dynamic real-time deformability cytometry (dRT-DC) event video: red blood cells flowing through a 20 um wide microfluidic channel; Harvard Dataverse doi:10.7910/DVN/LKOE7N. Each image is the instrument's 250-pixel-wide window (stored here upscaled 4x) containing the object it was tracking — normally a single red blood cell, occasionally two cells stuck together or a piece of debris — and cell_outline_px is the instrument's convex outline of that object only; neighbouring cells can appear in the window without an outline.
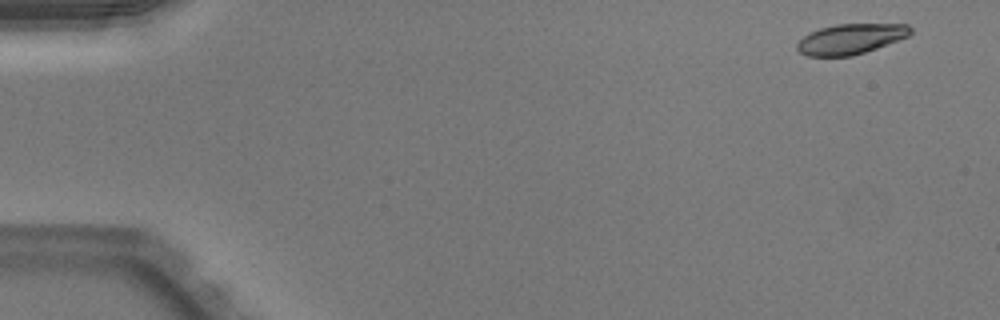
{"species": "Egyptian fruit bat (a non-hibernating species)", "species_latin": "Rousettus aegyptiacus", "temperature_condition": "warm", "stored_images_in_passage": 49, "camera_frame_rate_fps": 3000, "um_per_image_px": 0.085, "animal": {"sex": "male"}, "frame": {"image": 1, "passage_image": 1, "time_ms": 0.0, "image_size_px": [1000, 320], "cell_outline_px": [[912, 32], [908, 36], [876, 48], [852, 56], [808, 56], [800, 52], [796, 48], [796, 44], [804, 36], [820, 28], [836, 24], [908, 24], [912, 28]], "centroid_in_image_um": [72.31, 3.31], "position_along_channel_um": 12.7, "area_um2": 19.83}}
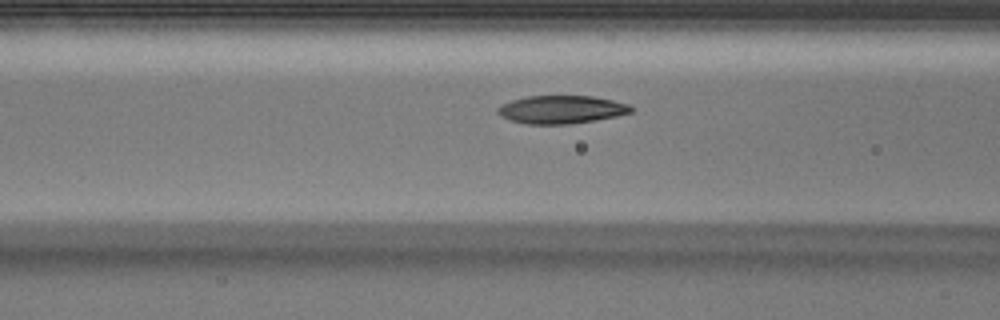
{"frame": {"image": 2, "passage_image": 19, "time_ms": 6.0, "image_size_px": [1000, 320], "cell_outline_px": [[632, 112], [616, 116], [596, 120], [568, 124], [528, 124], [512, 120], [500, 116], [496, 112], [496, 108], [500, 104], [524, 96], [592, 96], [612, 100], [628, 104], [632, 108]], "centroid_in_image_um": [47.67, 9.3], "position_along_channel_um": 118.9, "area_um2": 21.79}}
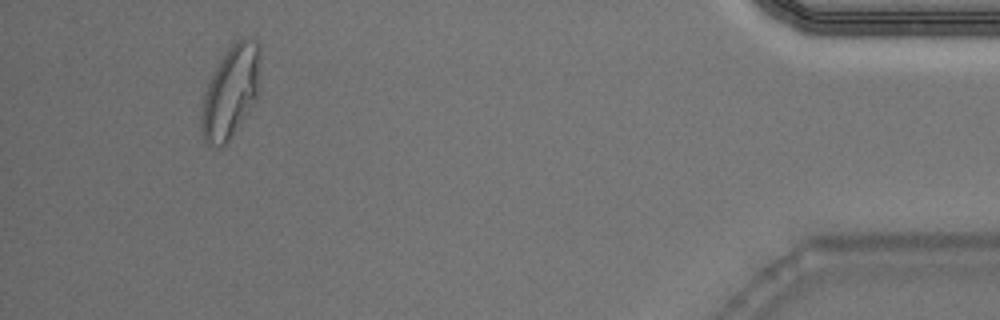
{"frame": {"image": 3, "passage_image": 46, "time_ms": 15.0, "image_size_px": [1000, 320], "cell_outline_px": [[260, 52], [256, 100], [232, 136], [224, 144], [216, 148], [208, 144], [204, 140], [200, 132], [200, 116], [204, 92], [220, 60], [228, 48], [240, 36], [248, 36], [256, 40], [260, 44]], "centroid_in_image_um": [19.59, 7.79], "position_along_channel_um": 415.6, "area_um2": 31.62}, "authors_computed_cell_mechanics": {"area_um2": 22.0796, "velocity_mm_per_s": 3.9874, "shape_relaxation_time_tau1_ms": 6.7119, "shape_relaxation_time_tau2_ms": 1.6514, "deformation_change_tau1": 0.2088, "deformation_change_tau2": 0.0777}}